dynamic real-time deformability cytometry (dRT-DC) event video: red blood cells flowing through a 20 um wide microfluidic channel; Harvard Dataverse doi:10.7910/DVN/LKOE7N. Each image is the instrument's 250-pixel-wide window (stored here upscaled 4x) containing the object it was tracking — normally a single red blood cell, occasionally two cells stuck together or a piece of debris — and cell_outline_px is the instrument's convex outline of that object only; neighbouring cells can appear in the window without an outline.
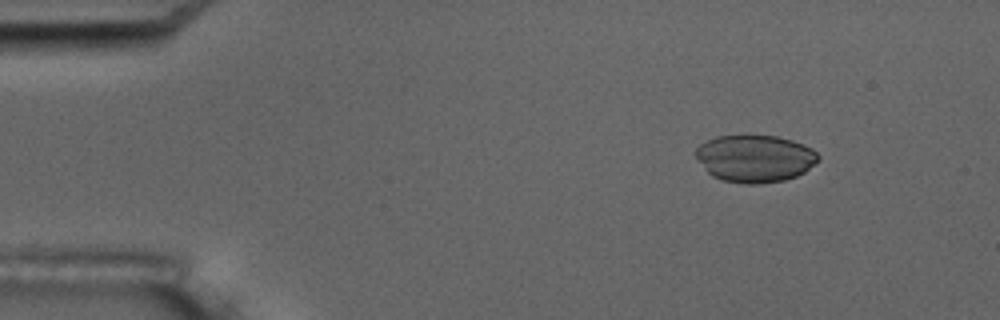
{"species": "common noctule bat (a hibernating species)", "species_latin": "Nyctalus noctula", "temperature_condition": "room temperature", "stored_images_in_passage": 5, "camera_frame_rate_fps": 3000, "um_per_image_px": 0.085, "animal": {"sex": "male", "body_mass_g": 17.5, "forearm_length_mm": 52.3}, "frame": {"image": 1, "passage_image": 3, "time_ms": 2.333, "image_size_px": [1000, 320], "cell_outline_px": [[820, 160], [804, 172], [796, 176], [784, 180], [760, 184], [744, 184], [724, 180], [712, 176], [708, 172], [696, 156], [696, 148], [700, 144], [716, 136], [748, 132], [776, 136], [792, 140], [812, 148], [820, 156]], "centroid_in_image_um": [64.18, 13.43], "position_along_channel_um": 20.8, "area_um2": 34.45}}